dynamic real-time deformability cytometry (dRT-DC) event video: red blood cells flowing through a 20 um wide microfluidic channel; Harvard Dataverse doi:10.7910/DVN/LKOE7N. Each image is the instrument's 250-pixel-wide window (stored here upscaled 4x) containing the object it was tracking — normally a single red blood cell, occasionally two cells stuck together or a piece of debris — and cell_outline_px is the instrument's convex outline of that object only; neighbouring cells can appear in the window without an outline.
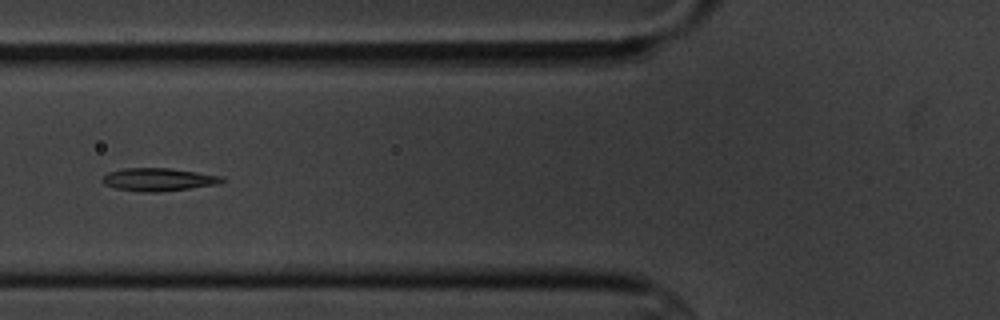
{"species": "common noctule bat (a hibernating species)", "species_latin": "Nyctalus noctula", "temperature_condition": "cold", "stored_images_in_passage": 8, "camera_frame_rate_fps": 3000, "um_per_image_px": 0.085, "animal": {"sex": "male", "body_mass_g": 20.1, "forearm_length_mm": 53.5}, "frame": {"image": 1, "passage_image": 7, "time_ms": 7.0, "image_size_px": [1000, 320], "cell_outline_px": [[224, 180], [216, 184], [188, 188], [156, 192], [144, 192], [116, 188], [104, 184], [100, 180], [108, 172], [124, 168], [168, 168], [224, 176]], "centroid_in_image_um": [13.43, 15.25], "position_along_channel_um": 112.4, "area_um2": 15.72}}
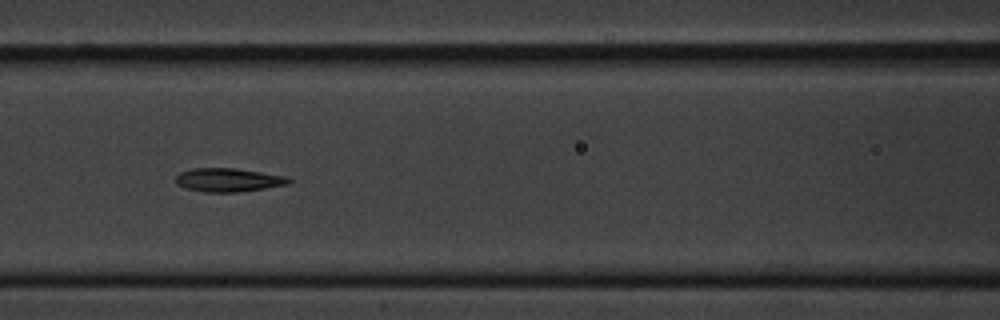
{"frame": {"image": 2, "passage_image": 8, "time_ms": 8.0, "image_size_px": [1000, 320], "cell_outline_px": [[292, 180], [288, 184], [264, 188], [236, 192], [204, 192], [188, 188], [176, 184], [176, 176], [180, 172], [192, 168], [236, 168], [288, 176]], "centroid_in_image_um": [19.42, 15.28], "position_along_channel_um": 147.2, "area_um2": 15.49}}